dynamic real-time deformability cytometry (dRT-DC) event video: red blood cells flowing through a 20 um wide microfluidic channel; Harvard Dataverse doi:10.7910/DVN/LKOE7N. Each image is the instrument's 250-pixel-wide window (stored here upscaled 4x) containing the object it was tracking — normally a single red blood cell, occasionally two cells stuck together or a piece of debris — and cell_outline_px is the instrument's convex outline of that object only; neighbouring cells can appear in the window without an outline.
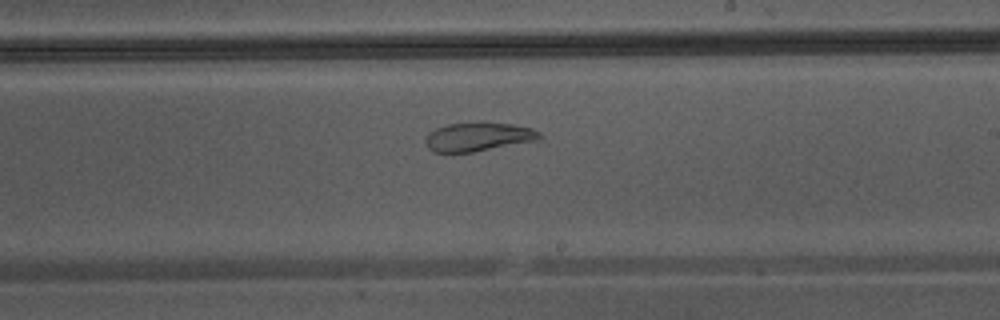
{"species": "Egyptian fruit bat (a non-hibernating species)", "species_latin": "Rousettus aegyptiacus", "temperature_condition": "warm", "stored_images_in_passage": 39, "segment_of_instrument_passage": [2, 2], "camera_frame_rate_fps": 3000, "um_per_image_px": 0.085, "animal": {"sex": "male"}, "frame": {"image": 1, "passage_image": 21, "time_ms": 6.667, "image_size_px": [1000, 320], "cell_outline_px": [[544, 136], [540, 140], [472, 152], [432, 152], [428, 148], [424, 140], [428, 132], [436, 128], [448, 124], [484, 120], [512, 124], [532, 128], [540, 132]], "centroid_in_image_um": [40.67, 11.6], "position_along_channel_um": 248.3, "area_um2": 19.77}}
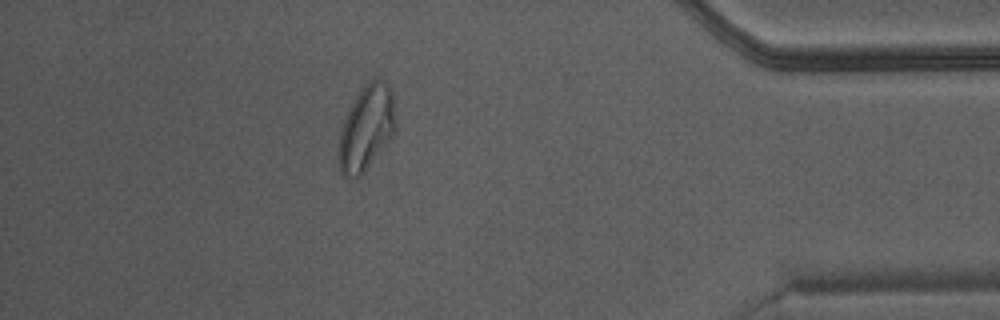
{"frame": {"image": 2, "passage_image": 34, "time_ms": 11.0, "image_size_px": [1000, 320], "cell_outline_px": [[396, 128], [360, 176], [344, 176], [340, 172], [340, 132], [344, 120], [356, 96], [364, 84], [368, 80], [380, 80], [388, 84], [392, 92], [396, 124]], "centroid_in_image_um": [31.15, 10.82], "position_along_channel_um": 404.0, "area_um2": 26.99}}